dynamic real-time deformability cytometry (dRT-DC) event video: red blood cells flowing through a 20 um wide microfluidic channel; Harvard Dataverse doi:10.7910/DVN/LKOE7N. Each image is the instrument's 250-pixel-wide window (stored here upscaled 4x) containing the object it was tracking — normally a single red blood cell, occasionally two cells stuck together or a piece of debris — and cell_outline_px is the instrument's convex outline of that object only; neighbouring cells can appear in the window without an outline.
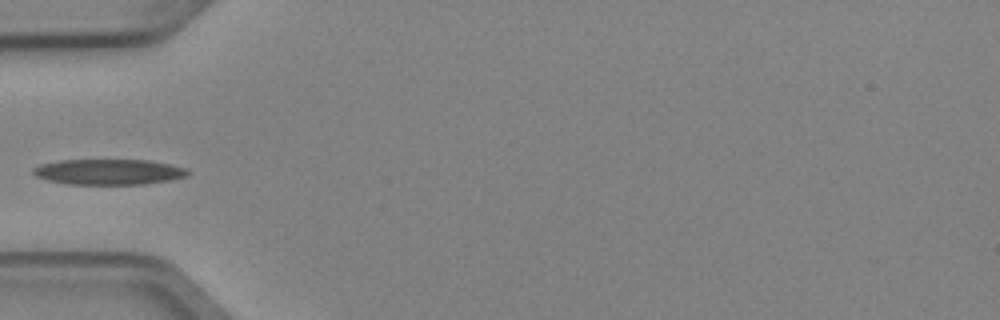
{"species": "Egyptian fruit bat (a non-hibernating species)", "species_latin": "Rousettus aegyptiacus", "temperature_condition": "cold", "stored_images_in_passage": 5, "camera_frame_rate_fps": 3000, "um_per_image_px": 0.085, "animal": {"sex": "female"}, "frame": {"image": 1, "passage_image": 4, "time_ms": 1.0, "image_size_px": [1000, 320], "cell_outline_px": [[188, 176], [172, 180], [144, 184], [68, 184], [48, 180], [36, 176], [32, 172], [32, 168], [40, 164], [60, 160], [148, 160], [168, 164], [184, 168], [188, 172]], "centroid_in_image_um": [9.22, 14.61], "position_along_channel_um": 75.8, "area_um2": 22.95}}
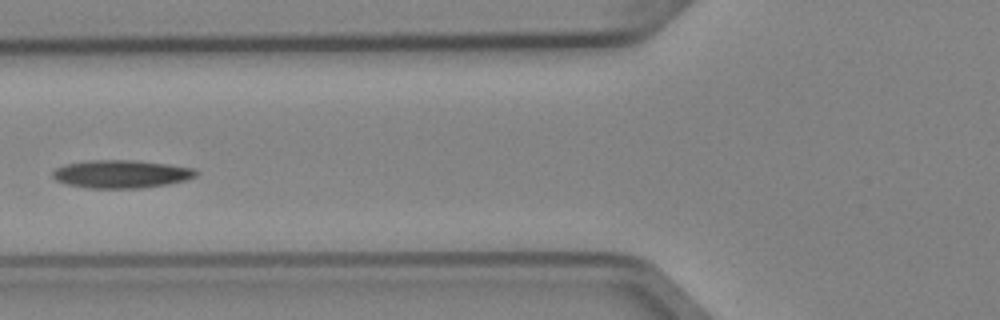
{"frame": {"image": 2, "passage_image": 5, "time_ms": 1.333, "image_size_px": [1000, 320], "cell_outline_px": [[200, 172], [196, 176], [184, 180], [168, 184], [140, 188], [88, 188], [68, 184], [56, 180], [52, 176], [52, 172], [56, 168], [68, 164], [88, 160], [136, 160], [168, 164], [196, 168]], "centroid_in_image_um": [10.35, 14.78], "position_along_channel_um": 115.5, "area_um2": 23.41}}